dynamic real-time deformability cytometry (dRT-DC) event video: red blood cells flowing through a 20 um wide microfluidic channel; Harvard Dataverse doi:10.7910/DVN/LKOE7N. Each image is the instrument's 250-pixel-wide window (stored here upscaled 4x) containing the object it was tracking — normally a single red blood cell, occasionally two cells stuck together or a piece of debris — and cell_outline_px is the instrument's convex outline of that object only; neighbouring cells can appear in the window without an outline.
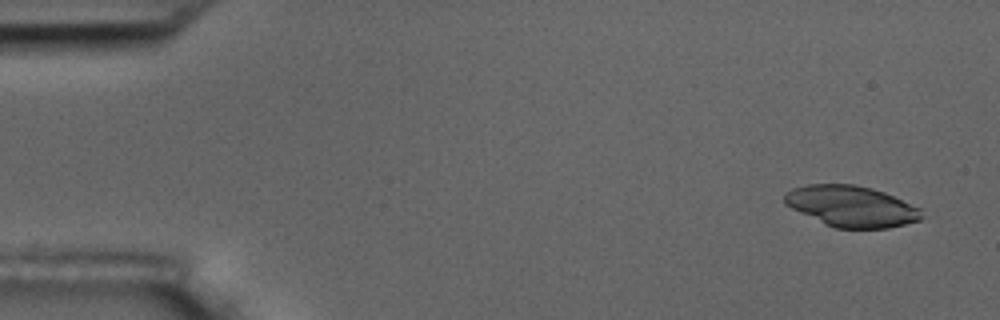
{"species": "common noctule bat (a hibernating species)", "species_latin": "Nyctalus noctula", "temperature_condition": "room temperature", "stored_images_in_passage": 4, "camera_frame_rate_fps": 3000, "um_per_image_px": 0.085, "animal": {"sex": "male", "body_mass_g": 17.5, "forearm_length_mm": 52.3}, "frame": {"image": 1, "passage_image": 1, "time_ms": 0.0, "image_size_px": [1000, 320], "cell_outline_px": [[924, 216], [920, 220], [888, 228], [836, 228], [824, 224], [784, 204], [784, 192], [792, 188], [808, 184], [852, 184], [872, 188], [884, 192], [920, 208]], "centroid_in_image_um": [72.35, 17.53], "position_along_channel_um": 12.6, "area_um2": 32.71}}